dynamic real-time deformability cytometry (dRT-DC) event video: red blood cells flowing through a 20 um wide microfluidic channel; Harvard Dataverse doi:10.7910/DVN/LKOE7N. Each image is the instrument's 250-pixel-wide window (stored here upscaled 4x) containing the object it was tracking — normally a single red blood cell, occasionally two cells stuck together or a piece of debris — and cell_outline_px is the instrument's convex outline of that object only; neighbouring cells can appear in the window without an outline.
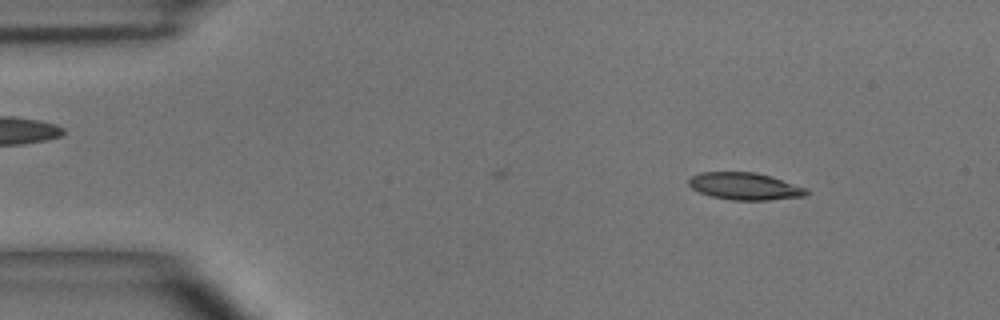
{"species": "common noctule bat (a hibernating species)", "species_latin": "Nyctalus noctula", "temperature_condition": "room temperature", "stored_images_in_passage": 43, "camera_frame_rate_fps": 3000, "um_per_image_px": 0.085, "animal": {"sex": "male", "body_mass_g": 15.6}, "frame": {"image": 1, "passage_image": 2, "time_ms": 0.333, "image_size_px": [1000, 320], "cell_outline_px": [[808, 192], [804, 196], [768, 200], [732, 200], [712, 196], [700, 192], [692, 188], [688, 184], [688, 180], [692, 176], [700, 172], [756, 172], [772, 176], [808, 188]], "centroid_in_image_um": [63.33, 15.82], "position_along_channel_um": 21.7, "area_um2": 18.67}}
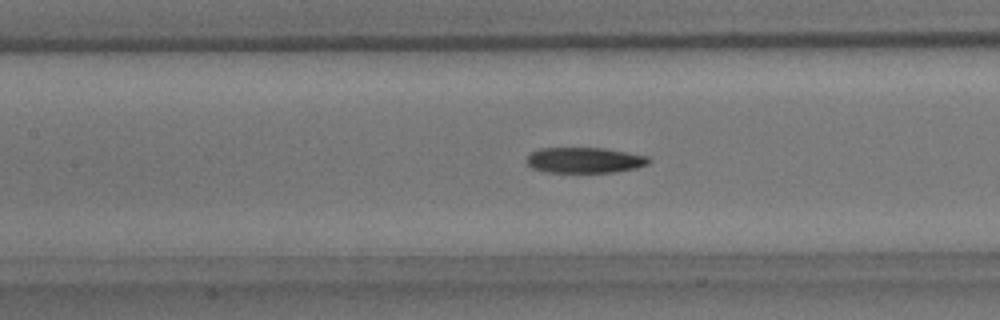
{"frame": {"image": 2, "passage_image": 18, "time_ms": 5.667, "image_size_px": [1000, 320], "cell_outline_px": [[652, 160], [648, 164], [636, 168], [616, 172], [544, 172], [532, 168], [528, 164], [528, 156], [532, 152], [540, 148], [604, 148], [648, 156]], "centroid_in_image_um": [49.72, 13.62], "position_along_channel_um": 157.7, "area_um2": 18.21}}
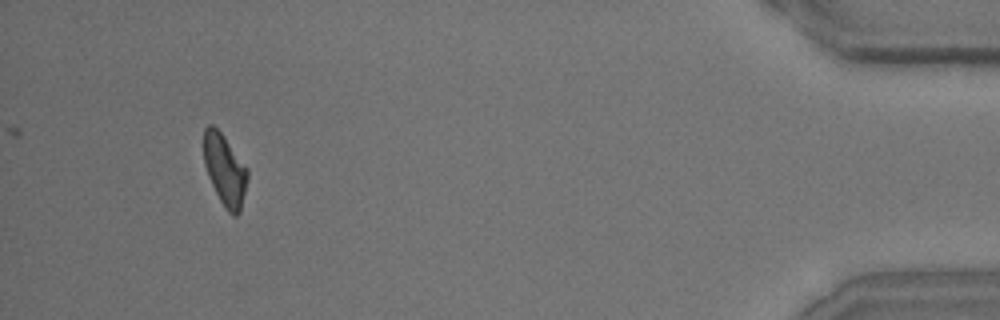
{"frame": {"image": 3, "passage_image": 43, "time_ms": 14.0, "image_size_px": [1000, 320], "cell_outline_px": [[248, 180], [240, 212], [236, 216], [232, 216], [224, 208], [208, 176], [204, 164], [204, 128], [208, 124], [212, 124], [224, 136], [248, 168]], "centroid_in_image_um": [19.12, 14.45], "position_along_channel_um": 416.1, "area_um2": 18.26}, "authors_computed_cell_mechanics": {"area_um2": 18.9006, "velocity_mm_per_s": 3.9346, "shape_relaxation_time_tau1_ms": 4.8618, "shape_relaxation_time_tau2_ms": null, "deformation_change_tau1": 0.152, "deformation_change_tau2": null}}